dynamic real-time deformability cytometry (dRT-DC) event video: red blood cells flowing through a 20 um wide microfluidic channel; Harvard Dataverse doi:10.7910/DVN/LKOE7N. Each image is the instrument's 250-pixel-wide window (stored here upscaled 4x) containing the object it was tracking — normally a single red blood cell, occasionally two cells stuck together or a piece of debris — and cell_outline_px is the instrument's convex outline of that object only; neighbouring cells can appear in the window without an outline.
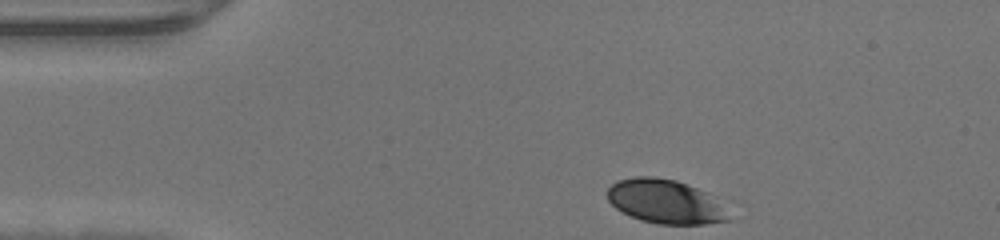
{"species": "human", "species_latin": "Homo sapiens", "temperature_condition": "warm", "stored_images_in_passage": 32, "camera_frame_rate_fps": 3000, "um_per_image_px": 0.085, "donor": {"sex": "male"}, "frame": {"image": 1, "passage_image": 1, "time_ms": 0.0, "image_size_px": [1000, 240], "cell_outline_px": [[732, 220], [704, 224], [656, 224], [640, 220], [616, 208], [608, 200], [608, 188], [616, 180], [636, 176], [656, 176], [676, 180], [708, 192], [716, 196]], "centroid_in_image_um": [56.58, 17.12], "position_along_channel_um": 28.4, "area_um2": 31.39}}
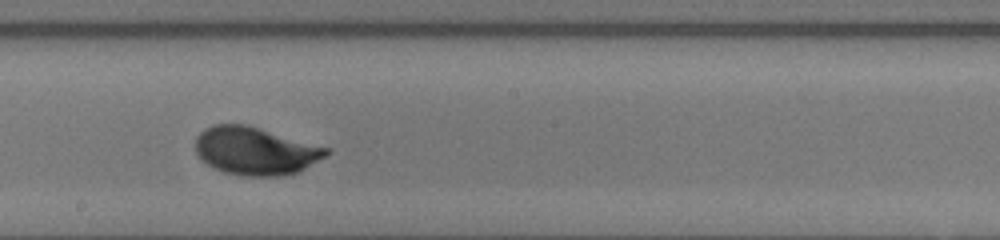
{"frame": {"image": 2, "passage_image": 19, "time_ms": 6.0, "image_size_px": [1000, 240], "cell_outline_px": [[332, 152], [304, 168], [296, 172], [284, 176], [240, 176], [224, 172], [212, 168], [200, 160], [196, 152], [196, 136], [204, 128], [212, 124], [248, 124], [332, 148]], "centroid_in_image_um": [21.7, 12.81], "position_along_channel_um": 226.5, "area_um2": 37.11}}
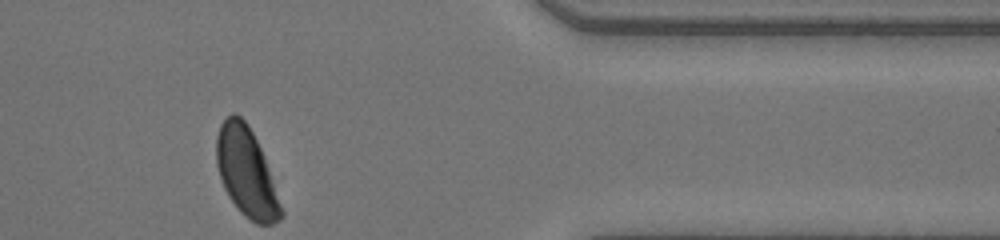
{"frame": {"image": 3, "passage_image": 32, "time_ms": 10.333, "image_size_px": [1000, 240], "cell_outline_px": [[284, 216], [280, 220], [272, 224], [256, 224], [244, 216], [240, 212], [228, 196], [224, 188], [216, 164], [216, 136], [220, 124], [232, 112], [236, 112], [248, 124], [264, 156], [284, 212]], "centroid_in_image_um": [20.93, 14.65], "position_along_channel_um": 390.5, "area_um2": 33.47}}